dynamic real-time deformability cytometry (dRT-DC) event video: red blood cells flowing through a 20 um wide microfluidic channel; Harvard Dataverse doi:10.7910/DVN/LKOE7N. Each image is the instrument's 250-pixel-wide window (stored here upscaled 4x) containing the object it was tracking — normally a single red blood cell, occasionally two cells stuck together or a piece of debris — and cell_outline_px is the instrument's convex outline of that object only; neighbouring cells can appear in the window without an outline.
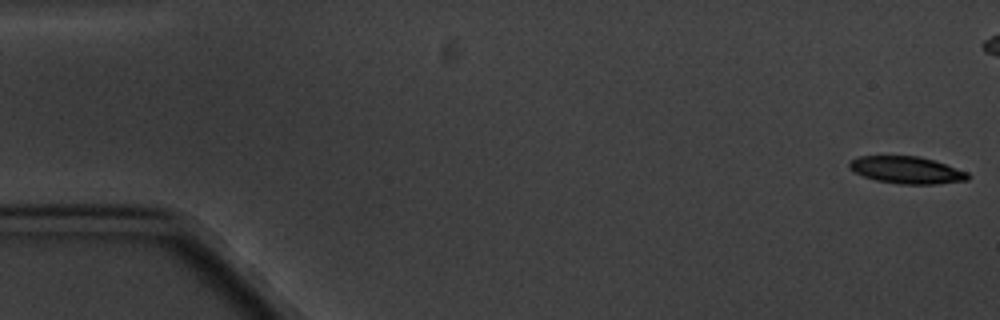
{"species": "common noctule bat (a hibernating species)", "species_latin": "Nyctalus noctula", "temperature_condition": "cold", "stored_images_in_passage": 13, "camera_frame_rate_fps": 3000, "um_per_image_px": 0.085, "animal": {"sex": "male", "body_mass_g": 20.1, "forearm_length_mm": 53.5}, "frame": {"image": 1, "passage_image": 1, "time_ms": 0.0, "image_size_px": [1000, 320], "cell_outline_px": [[968, 180], [936, 184], [900, 184], [876, 180], [864, 176], [856, 172], [848, 164], [856, 156], [920, 156], [936, 160], [968, 172]], "centroid_in_image_um": [77.11, 14.44], "position_along_channel_um": 7.9, "area_um2": 18.67}}
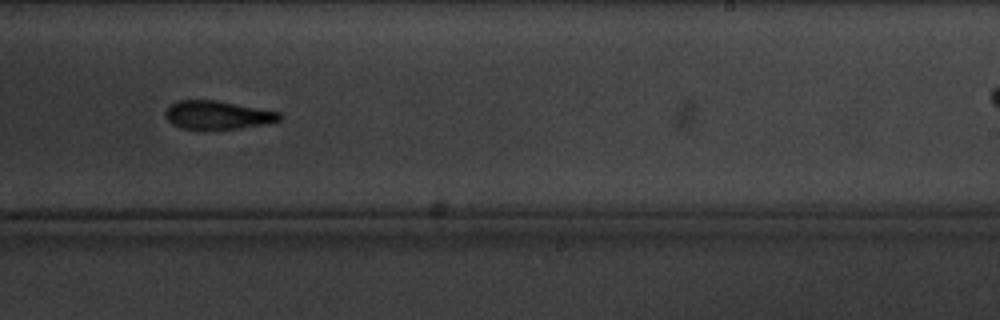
{"frame": {"image": 2, "passage_image": 11, "time_ms": 11.667, "image_size_px": [1000, 320], "cell_outline_px": [[284, 116], [280, 120], [268, 124], [240, 128], [184, 128], [172, 124], [164, 116], [164, 112], [172, 104], [180, 100], [216, 100], [280, 112]], "centroid_in_image_um": [18.54, 9.76], "position_along_channel_um": 270.5, "area_um2": 18.67}}